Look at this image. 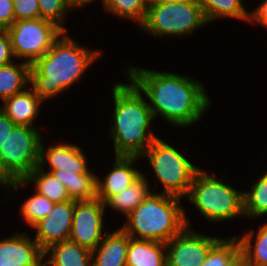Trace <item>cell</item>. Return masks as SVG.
<instances>
[{"label":"cell","instance_id":"11","mask_svg":"<svg viewBox=\"0 0 267 266\" xmlns=\"http://www.w3.org/2000/svg\"><path fill=\"white\" fill-rule=\"evenodd\" d=\"M104 210L105 204L97 198L75 201L69 240L91 251L94 250L103 239Z\"/></svg>","mask_w":267,"mask_h":266},{"label":"cell","instance_id":"14","mask_svg":"<svg viewBox=\"0 0 267 266\" xmlns=\"http://www.w3.org/2000/svg\"><path fill=\"white\" fill-rule=\"evenodd\" d=\"M44 250L25 233L0 241V266H44Z\"/></svg>","mask_w":267,"mask_h":266},{"label":"cell","instance_id":"26","mask_svg":"<svg viewBox=\"0 0 267 266\" xmlns=\"http://www.w3.org/2000/svg\"><path fill=\"white\" fill-rule=\"evenodd\" d=\"M103 4L111 14L138 20V26L142 24L148 8L147 0H104Z\"/></svg>","mask_w":267,"mask_h":266},{"label":"cell","instance_id":"27","mask_svg":"<svg viewBox=\"0 0 267 266\" xmlns=\"http://www.w3.org/2000/svg\"><path fill=\"white\" fill-rule=\"evenodd\" d=\"M240 252V243L237 237L219 239L209 250L205 261L200 266H227Z\"/></svg>","mask_w":267,"mask_h":266},{"label":"cell","instance_id":"19","mask_svg":"<svg viewBox=\"0 0 267 266\" xmlns=\"http://www.w3.org/2000/svg\"><path fill=\"white\" fill-rule=\"evenodd\" d=\"M166 244L131 238L127 249V266H167Z\"/></svg>","mask_w":267,"mask_h":266},{"label":"cell","instance_id":"10","mask_svg":"<svg viewBox=\"0 0 267 266\" xmlns=\"http://www.w3.org/2000/svg\"><path fill=\"white\" fill-rule=\"evenodd\" d=\"M16 58H25L32 65L42 57L64 32L52 21L38 18L17 20L7 29Z\"/></svg>","mask_w":267,"mask_h":266},{"label":"cell","instance_id":"29","mask_svg":"<svg viewBox=\"0 0 267 266\" xmlns=\"http://www.w3.org/2000/svg\"><path fill=\"white\" fill-rule=\"evenodd\" d=\"M38 3L40 17L42 19L52 21L66 32V28L61 25L65 15L69 11V8L65 5L64 0H38Z\"/></svg>","mask_w":267,"mask_h":266},{"label":"cell","instance_id":"33","mask_svg":"<svg viewBox=\"0 0 267 266\" xmlns=\"http://www.w3.org/2000/svg\"><path fill=\"white\" fill-rule=\"evenodd\" d=\"M16 125L0 108V148Z\"/></svg>","mask_w":267,"mask_h":266},{"label":"cell","instance_id":"31","mask_svg":"<svg viewBox=\"0 0 267 266\" xmlns=\"http://www.w3.org/2000/svg\"><path fill=\"white\" fill-rule=\"evenodd\" d=\"M11 56H14L11 39L7 29H3L0 32V66L11 63Z\"/></svg>","mask_w":267,"mask_h":266},{"label":"cell","instance_id":"13","mask_svg":"<svg viewBox=\"0 0 267 266\" xmlns=\"http://www.w3.org/2000/svg\"><path fill=\"white\" fill-rule=\"evenodd\" d=\"M74 210L75 200L55 203L48 216L32 226L37 229L34 240L43 250L52 244L69 240Z\"/></svg>","mask_w":267,"mask_h":266},{"label":"cell","instance_id":"38","mask_svg":"<svg viewBox=\"0 0 267 266\" xmlns=\"http://www.w3.org/2000/svg\"><path fill=\"white\" fill-rule=\"evenodd\" d=\"M0 184L2 185V186H4L3 184H5V186L8 184L4 179H2L1 177H0Z\"/></svg>","mask_w":267,"mask_h":266},{"label":"cell","instance_id":"16","mask_svg":"<svg viewBox=\"0 0 267 266\" xmlns=\"http://www.w3.org/2000/svg\"><path fill=\"white\" fill-rule=\"evenodd\" d=\"M106 233L107 236L104 235L102 241L92 250V266H127L130 236L121 228Z\"/></svg>","mask_w":267,"mask_h":266},{"label":"cell","instance_id":"22","mask_svg":"<svg viewBox=\"0 0 267 266\" xmlns=\"http://www.w3.org/2000/svg\"><path fill=\"white\" fill-rule=\"evenodd\" d=\"M149 185L144 174H142L133 184L120 193L112 196L105 205L114 210L121 211L126 217L139 205L149 194Z\"/></svg>","mask_w":267,"mask_h":266},{"label":"cell","instance_id":"3","mask_svg":"<svg viewBox=\"0 0 267 266\" xmlns=\"http://www.w3.org/2000/svg\"><path fill=\"white\" fill-rule=\"evenodd\" d=\"M115 104L112 139L115 156H138L158 138L147 132L154 119L152 111L141 92L131 84L117 83L113 87Z\"/></svg>","mask_w":267,"mask_h":266},{"label":"cell","instance_id":"4","mask_svg":"<svg viewBox=\"0 0 267 266\" xmlns=\"http://www.w3.org/2000/svg\"><path fill=\"white\" fill-rule=\"evenodd\" d=\"M180 199L165 193L149 192L144 201L127 216L128 221L121 229L131 238L166 244L189 227V220L179 204Z\"/></svg>","mask_w":267,"mask_h":266},{"label":"cell","instance_id":"18","mask_svg":"<svg viewBox=\"0 0 267 266\" xmlns=\"http://www.w3.org/2000/svg\"><path fill=\"white\" fill-rule=\"evenodd\" d=\"M46 255L49 259L44 266H92V251L70 240L50 245L44 250Z\"/></svg>","mask_w":267,"mask_h":266},{"label":"cell","instance_id":"15","mask_svg":"<svg viewBox=\"0 0 267 266\" xmlns=\"http://www.w3.org/2000/svg\"><path fill=\"white\" fill-rule=\"evenodd\" d=\"M137 159L138 156H115L114 168L104 182L97 179L96 198L105 204L112 196L133 184L142 175L140 171L131 167Z\"/></svg>","mask_w":267,"mask_h":266},{"label":"cell","instance_id":"32","mask_svg":"<svg viewBox=\"0 0 267 266\" xmlns=\"http://www.w3.org/2000/svg\"><path fill=\"white\" fill-rule=\"evenodd\" d=\"M14 21L13 0H0V26L8 29Z\"/></svg>","mask_w":267,"mask_h":266},{"label":"cell","instance_id":"17","mask_svg":"<svg viewBox=\"0 0 267 266\" xmlns=\"http://www.w3.org/2000/svg\"><path fill=\"white\" fill-rule=\"evenodd\" d=\"M2 111L19 126H33V121L39 112V106L43 102L34 90L26 89L10 98L5 99Z\"/></svg>","mask_w":267,"mask_h":266},{"label":"cell","instance_id":"30","mask_svg":"<svg viewBox=\"0 0 267 266\" xmlns=\"http://www.w3.org/2000/svg\"><path fill=\"white\" fill-rule=\"evenodd\" d=\"M13 8L15 21L41 18L38 0H13Z\"/></svg>","mask_w":267,"mask_h":266},{"label":"cell","instance_id":"34","mask_svg":"<svg viewBox=\"0 0 267 266\" xmlns=\"http://www.w3.org/2000/svg\"><path fill=\"white\" fill-rule=\"evenodd\" d=\"M250 15V20L253 19L267 28V0H264L257 9Z\"/></svg>","mask_w":267,"mask_h":266},{"label":"cell","instance_id":"28","mask_svg":"<svg viewBox=\"0 0 267 266\" xmlns=\"http://www.w3.org/2000/svg\"><path fill=\"white\" fill-rule=\"evenodd\" d=\"M54 204L47 197L36 192L21 206V214L27 224L33 226L39 220L48 216Z\"/></svg>","mask_w":267,"mask_h":266},{"label":"cell","instance_id":"36","mask_svg":"<svg viewBox=\"0 0 267 266\" xmlns=\"http://www.w3.org/2000/svg\"><path fill=\"white\" fill-rule=\"evenodd\" d=\"M93 1L94 0H64V3L68 8H75L76 6H84L85 4L91 3Z\"/></svg>","mask_w":267,"mask_h":266},{"label":"cell","instance_id":"2","mask_svg":"<svg viewBox=\"0 0 267 266\" xmlns=\"http://www.w3.org/2000/svg\"><path fill=\"white\" fill-rule=\"evenodd\" d=\"M62 35L30 68V84L42 101L70 87L100 55L77 45L65 31Z\"/></svg>","mask_w":267,"mask_h":266},{"label":"cell","instance_id":"8","mask_svg":"<svg viewBox=\"0 0 267 266\" xmlns=\"http://www.w3.org/2000/svg\"><path fill=\"white\" fill-rule=\"evenodd\" d=\"M148 156L164 193L182 198L188 195L198 167L190 163L179 151L157 138L141 155Z\"/></svg>","mask_w":267,"mask_h":266},{"label":"cell","instance_id":"7","mask_svg":"<svg viewBox=\"0 0 267 266\" xmlns=\"http://www.w3.org/2000/svg\"><path fill=\"white\" fill-rule=\"evenodd\" d=\"M41 136L35 127L16 125L0 148V177L24 180L40 162Z\"/></svg>","mask_w":267,"mask_h":266},{"label":"cell","instance_id":"21","mask_svg":"<svg viewBox=\"0 0 267 266\" xmlns=\"http://www.w3.org/2000/svg\"><path fill=\"white\" fill-rule=\"evenodd\" d=\"M31 65L26 61L15 65L13 62L0 66V98H7L22 92L23 88L30 82Z\"/></svg>","mask_w":267,"mask_h":266},{"label":"cell","instance_id":"24","mask_svg":"<svg viewBox=\"0 0 267 266\" xmlns=\"http://www.w3.org/2000/svg\"><path fill=\"white\" fill-rule=\"evenodd\" d=\"M252 231L238 237L240 252L245 256L249 266H267V223L260 227L252 251Z\"/></svg>","mask_w":267,"mask_h":266},{"label":"cell","instance_id":"5","mask_svg":"<svg viewBox=\"0 0 267 266\" xmlns=\"http://www.w3.org/2000/svg\"><path fill=\"white\" fill-rule=\"evenodd\" d=\"M43 145L41 142L39 166L43 167L47 159L50 164L49 172L66 187L70 199H96L98 177L88 171L87 160L80 147L60 144L50 146L45 152Z\"/></svg>","mask_w":267,"mask_h":266},{"label":"cell","instance_id":"9","mask_svg":"<svg viewBox=\"0 0 267 266\" xmlns=\"http://www.w3.org/2000/svg\"><path fill=\"white\" fill-rule=\"evenodd\" d=\"M207 24L199 3H148L142 30L157 35L184 36Z\"/></svg>","mask_w":267,"mask_h":266},{"label":"cell","instance_id":"25","mask_svg":"<svg viewBox=\"0 0 267 266\" xmlns=\"http://www.w3.org/2000/svg\"><path fill=\"white\" fill-rule=\"evenodd\" d=\"M244 216L258 217L267 214V172L254 183L251 192L243 193Z\"/></svg>","mask_w":267,"mask_h":266},{"label":"cell","instance_id":"23","mask_svg":"<svg viewBox=\"0 0 267 266\" xmlns=\"http://www.w3.org/2000/svg\"><path fill=\"white\" fill-rule=\"evenodd\" d=\"M199 5L207 23L222 17L250 20L242 0H199Z\"/></svg>","mask_w":267,"mask_h":266},{"label":"cell","instance_id":"12","mask_svg":"<svg viewBox=\"0 0 267 266\" xmlns=\"http://www.w3.org/2000/svg\"><path fill=\"white\" fill-rule=\"evenodd\" d=\"M218 240L195 233L186 227L166 243L167 266H200Z\"/></svg>","mask_w":267,"mask_h":266},{"label":"cell","instance_id":"6","mask_svg":"<svg viewBox=\"0 0 267 266\" xmlns=\"http://www.w3.org/2000/svg\"><path fill=\"white\" fill-rule=\"evenodd\" d=\"M243 193L199 169L187 197L205 218L219 222L244 216Z\"/></svg>","mask_w":267,"mask_h":266},{"label":"cell","instance_id":"37","mask_svg":"<svg viewBox=\"0 0 267 266\" xmlns=\"http://www.w3.org/2000/svg\"><path fill=\"white\" fill-rule=\"evenodd\" d=\"M175 2H188V3H199V0H152L148 3L168 4Z\"/></svg>","mask_w":267,"mask_h":266},{"label":"cell","instance_id":"1","mask_svg":"<svg viewBox=\"0 0 267 266\" xmlns=\"http://www.w3.org/2000/svg\"><path fill=\"white\" fill-rule=\"evenodd\" d=\"M129 80L148 97L153 117L157 113L176 126L201 119L210 99L202 83L178 74L130 67Z\"/></svg>","mask_w":267,"mask_h":266},{"label":"cell","instance_id":"35","mask_svg":"<svg viewBox=\"0 0 267 266\" xmlns=\"http://www.w3.org/2000/svg\"><path fill=\"white\" fill-rule=\"evenodd\" d=\"M227 266H249L246 261L245 256L239 252L228 264Z\"/></svg>","mask_w":267,"mask_h":266},{"label":"cell","instance_id":"20","mask_svg":"<svg viewBox=\"0 0 267 266\" xmlns=\"http://www.w3.org/2000/svg\"><path fill=\"white\" fill-rule=\"evenodd\" d=\"M43 170L44 168L37 166L24 180L9 182L7 186H11L15 190L27 182H34L36 184L35 192L47 197L53 203L71 200L66 187L50 172L46 173Z\"/></svg>","mask_w":267,"mask_h":266}]
</instances>
